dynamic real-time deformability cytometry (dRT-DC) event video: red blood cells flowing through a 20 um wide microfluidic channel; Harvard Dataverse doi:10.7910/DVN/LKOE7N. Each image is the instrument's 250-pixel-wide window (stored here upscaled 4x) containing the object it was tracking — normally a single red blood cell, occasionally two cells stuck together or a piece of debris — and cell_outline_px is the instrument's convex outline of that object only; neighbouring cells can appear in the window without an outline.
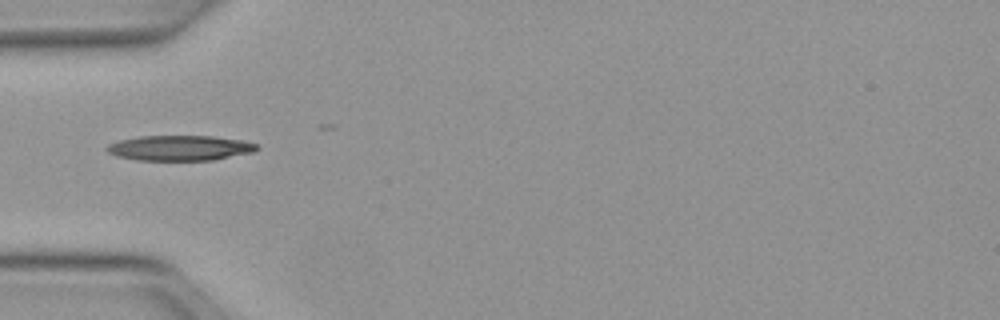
{"species": "Egyptian fruit bat (a non-hibernating species)", "species_latin": "Rousettus aegyptiacus", "temperature_condition": "warm", "stored_images_in_passage": 16, "camera_frame_rate_fps": 3000, "um_per_image_px": 0.085, "animal": {"sex": "female"}, "frame": {"image": 1, "passage_image": 1, "time_ms": 0.0, "image_size_px": [1000, 320], "cell_outline_px": [[260, 148], [252, 152], [212, 160], [136, 160], [116, 156], [108, 152], [104, 148], [108, 144], [120, 140], [140, 136], [212, 136], [244, 140], [256, 144]], "centroid_in_image_um": [15.27, 12.57], "position_along_channel_um": 69.7, "area_um2": 22.02}}